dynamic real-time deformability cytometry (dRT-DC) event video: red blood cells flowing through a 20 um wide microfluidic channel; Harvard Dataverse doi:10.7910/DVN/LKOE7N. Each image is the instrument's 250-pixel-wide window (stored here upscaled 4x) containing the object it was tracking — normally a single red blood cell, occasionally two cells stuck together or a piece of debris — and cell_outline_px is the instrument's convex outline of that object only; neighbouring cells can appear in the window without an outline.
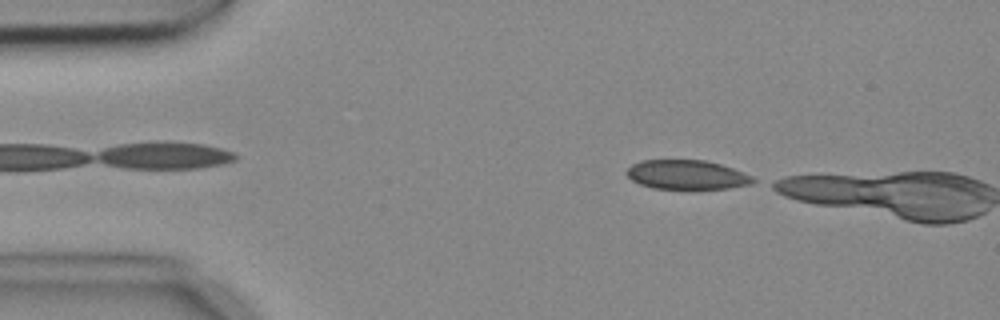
{"species": "common noctule bat (a hibernating species)", "species_latin": "Nyctalus noctula", "temperature_condition": "cold", "stored_images_in_passage": 5, "camera_frame_rate_fps": 3000, "um_per_image_px": 0.085, "animal": {"sex": "female", "body_mass_g": 18.4}, "frame": {"image": 1, "passage_image": 5, "time_ms": 1.333, "image_size_px": [1000, 320], "cell_outline_px": [[756, 180], [748, 184], [728, 188], [652, 188], [640, 184], [632, 180], [628, 176], [628, 168], [632, 164], [644, 160], [704, 160], [720, 164], [732, 168], [752, 176]], "centroid_in_image_um": [58.36, 14.84], "position_along_channel_um": 26.6, "area_um2": 21.1}}